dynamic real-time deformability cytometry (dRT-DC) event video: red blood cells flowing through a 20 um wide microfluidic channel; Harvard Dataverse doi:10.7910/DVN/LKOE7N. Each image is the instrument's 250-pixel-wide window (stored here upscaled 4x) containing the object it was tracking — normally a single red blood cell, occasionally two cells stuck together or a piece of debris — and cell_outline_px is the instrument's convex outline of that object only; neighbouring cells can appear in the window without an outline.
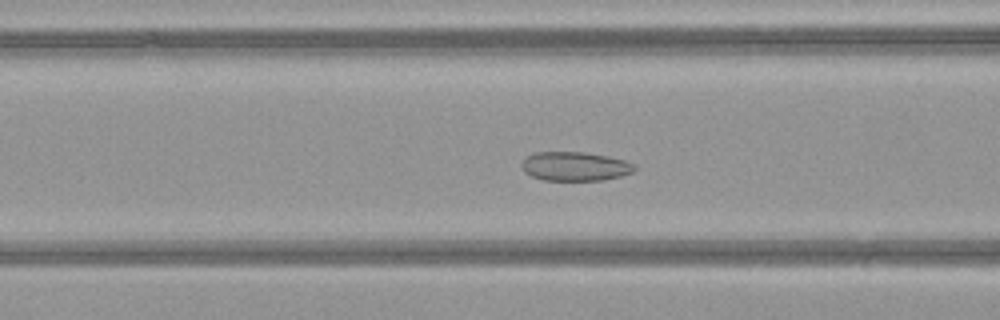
{"species": "common noctule bat (a hibernating species)", "species_latin": "Nyctalus noctula", "temperature_condition": "warm", "stored_images_in_passage": 34, "camera_frame_rate_fps": 3000, "um_per_image_px": 0.085, "animal": {"sex": "female", "body_mass_g": 21.9}, "frame": {"image": 1, "passage_image": 4, "time_ms": 1.0, "image_size_px": [1000, 320], "cell_outline_px": [[636, 168], [632, 172], [620, 176], [604, 180], [544, 180], [532, 176], [524, 172], [520, 164], [524, 156], [536, 152], [584, 152], [608, 156], [624, 160], [636, 164]], "centroid_in_image_um": [48.85, 14.13], "position_along_channel_um": 117.8, "area_um2": 19.25}}
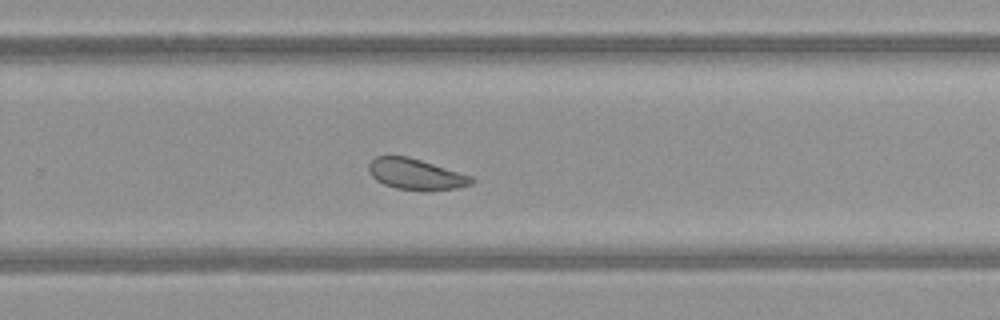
{"frame": {"image": 2, "passage_image": 17, "time_ms": 5.333, "image_size_px": [1000, 320], "cell_outline_px": [[476, 180], [472, 184], [456, 188], [396, 188], [384, 184], [376, 180], [368, 172], [368, 164], [376, 156], [408, 156], [472, 176]], "centroid_in_image_um": [35.31, 14.76], "position_along_channel_um": 294.5, "area_um2": 17.86}}
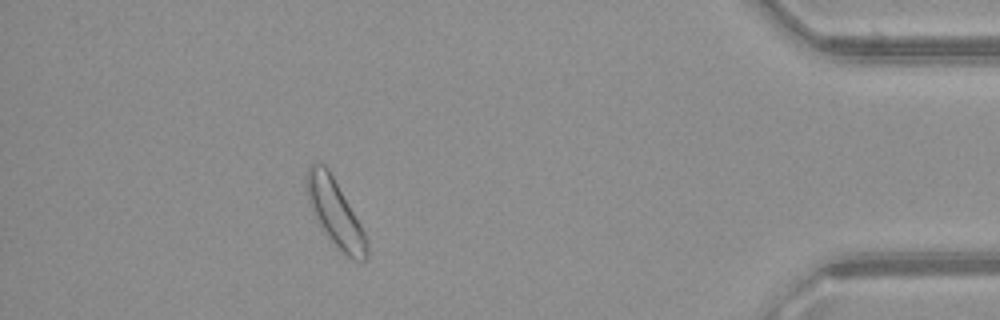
{"frame": {"image": 3, "passage_image": 29, "time_ms": 9.333, "image_size_px": [1000, 320], "cell_outline_px": [[368, 256], [364, 260], [352, 260], [336, 248], [320, 228], [312, 212], [308, 200], [304, 184], [308, 168], [316, 160], [324, 164], [328, 168], [360, 224], [368, 240]], "centroid_in_image_um": [28.45, 18.1], "position_along_channel_um": 406.7, "area_um2": 23.64}}